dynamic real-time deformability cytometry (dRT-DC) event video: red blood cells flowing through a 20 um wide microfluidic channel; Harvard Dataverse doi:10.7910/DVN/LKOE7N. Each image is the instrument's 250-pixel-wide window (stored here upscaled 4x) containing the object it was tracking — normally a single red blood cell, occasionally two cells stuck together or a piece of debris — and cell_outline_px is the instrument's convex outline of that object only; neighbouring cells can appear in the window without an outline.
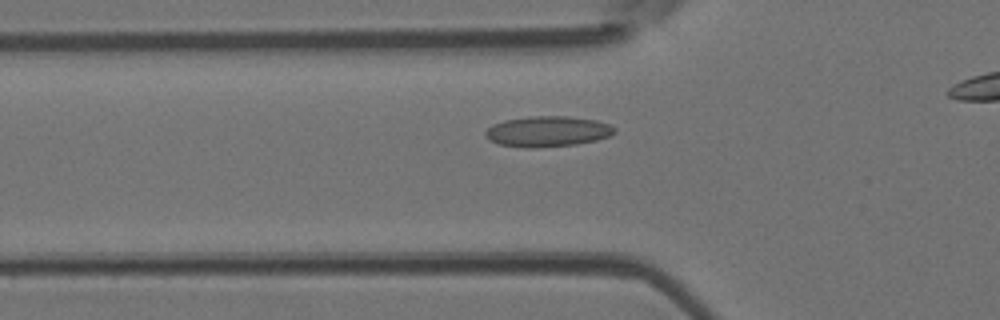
{"species": "Egyptian fruit bat (a non-hibernating species)", "species_latin": "Rousettus aegyptiacus", "temperature_condition": "room temperature", "stored_images_in_passage": 38, "camera_frame_rate_fps": 3000, "um_per_image_px": 0.085, "animal": {"sex": "female"}, "frame": {"image": 1, "passage_image": 12, "time_ms": 3.667, "image_size_px": [1000, 320], "cell_outline_px": [[616, 132], [608, 136], [596, 140], [576, 144], [532, 148], [524, 148], [496, 144], [488, 140], [484, 136], [484, 132], [492, 124], [504, 120], [528, 116], [568, 116], [596, 120], [608, 124], [616, 128]], "centroid_in_image_um": [46.48, 11.17], "position_along_channel_um": 79.3, "area_um2": 23.24}}
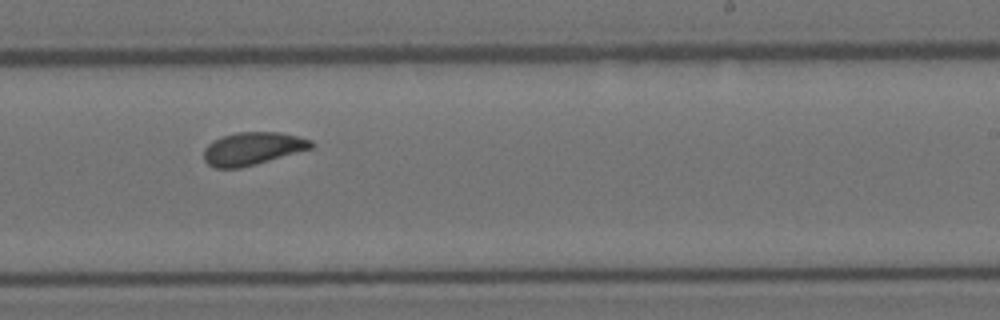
{"frame": {"image": 2, "passage_image": 26, "time_ms": 8.333, "image_size_px": [1000, 320], "cell_outline_px": [[316, 144], [312, 148], [256, 164], [240, 168], [212, 168], [204, 160], [204, 148], [212, 140], [236, 132], [280, 132], [312, 140]], "centroid_in_image_um": [21.45, 12.63], "position_along_channel_um": 267.5, "area_um2": 20.58}}
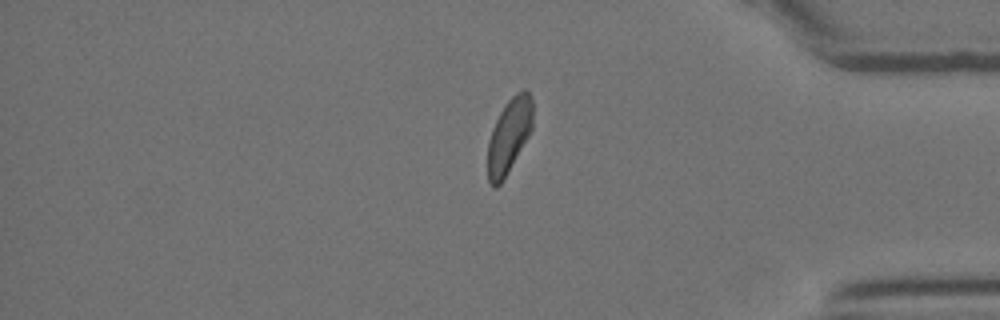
{"frame": {"image": 3, "passage_image": 37, "time_ms": 12.0, "image_size_px": [1000, 320], "cell_outline_px": [[532, 128], [528, 136], [500, 184], [496, 188], [492, 188], [488, 180], [488, 140], [492, 128], [504, 104], [516, 92], [524, 88], [532, 96]], "centroid_in_image_um": [43.26, 11.5], "position_along_channel_um": 391.9, "area_um2": 19.36}}